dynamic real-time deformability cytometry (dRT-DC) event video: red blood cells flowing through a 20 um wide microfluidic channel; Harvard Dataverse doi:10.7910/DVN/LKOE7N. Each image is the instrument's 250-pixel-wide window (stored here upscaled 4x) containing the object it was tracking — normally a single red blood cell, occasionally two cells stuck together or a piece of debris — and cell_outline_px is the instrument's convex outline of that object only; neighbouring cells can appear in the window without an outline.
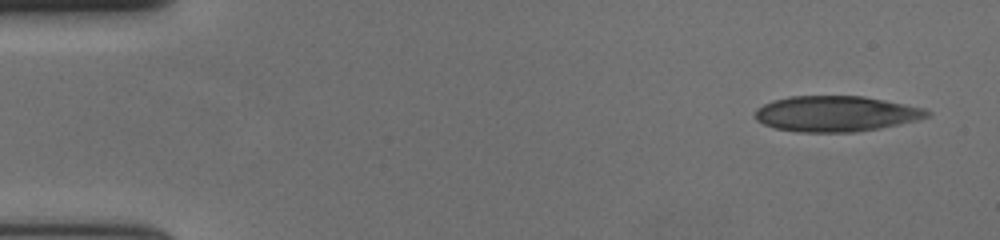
{"species": "human", "species_latin": "Homo sapiens", "temperature_condition": "cold", "stored_images_in_passage": 54, "camera_frame_rate_fps": 3000, "um_per_image_px": 0.085, "donor": {"sex": "female"}, "frame": {"image": 1, "passage_image": 1, "time_ms": 0.0, "image_size_px": [1000, 240], "cell_outline_px": [[932, 112], [928, 116], [880, 128], [856, 132], [800, 132], [776, 128], [764, 124], [756, 120], [756, 108], [772, 100], [788, 96], [864, 96], [924, 108]], "centroid_in_image_um": [71.01, 9.66], "position_along_channel_um": 14.0, "area_um2": 35.43}}
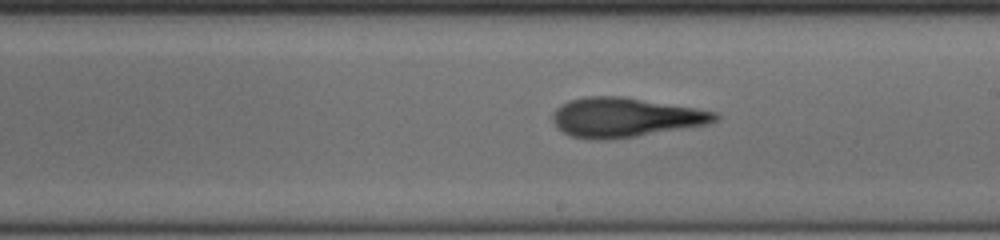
{"frame": {"image": 2, "passage_image": 30, "time_ms": 9.667, "image_size_px": [1000, 240], "cell_outline_px": [[720, 116], [716, 120], [708, 124], [636, 136], [608, 140], [588, 140], [572, 136], [556, 128], [552, 120], [552, 112], [560, 104], [568, 100], [584, 96], [624, 96], [696, 108], [716, 112]], "centroid_in_image_um": [53.08, 9.97], "position_along_channel_um": 235.9, "area_um2": 37.57}}
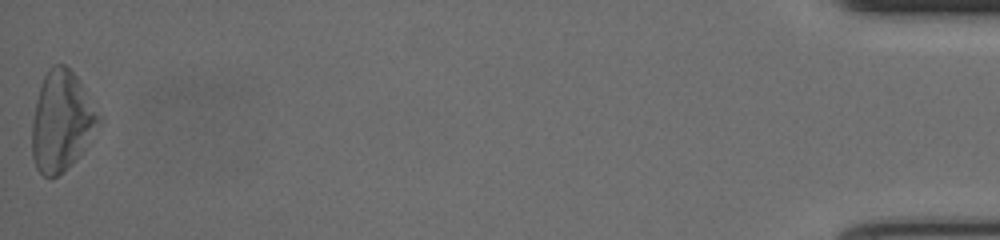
{"frame": {"image": 3, "passage_image": 54, "time_ms": 17.667, "image_size_px": [1000, 240], "cell_outline_px": [[104, 120], [80, 152], [56, 176], [44, 176], [36, 168], [32, 156], [32, 120], [36, 100], [44, 76], [48, 68], [52, 64], [64, 64], [76, 76], [104, 116]], "centroid_in_image_um": [5.26, 10.24], "position_along_channel_um": 429.9, "area_um2": 38.61}, "authors_computed_cell_mechanics": {"area_um2": 36.3851, "velocity_mm_per_s": 3.6677, "shape_relaxation_time_tau1_ms": 6.6493, "shape_relaxation_time_tau2_ms": 3.4892, "deformation_change_tau1": 0.2117, "deformation_change_tau2": 0.1391}}